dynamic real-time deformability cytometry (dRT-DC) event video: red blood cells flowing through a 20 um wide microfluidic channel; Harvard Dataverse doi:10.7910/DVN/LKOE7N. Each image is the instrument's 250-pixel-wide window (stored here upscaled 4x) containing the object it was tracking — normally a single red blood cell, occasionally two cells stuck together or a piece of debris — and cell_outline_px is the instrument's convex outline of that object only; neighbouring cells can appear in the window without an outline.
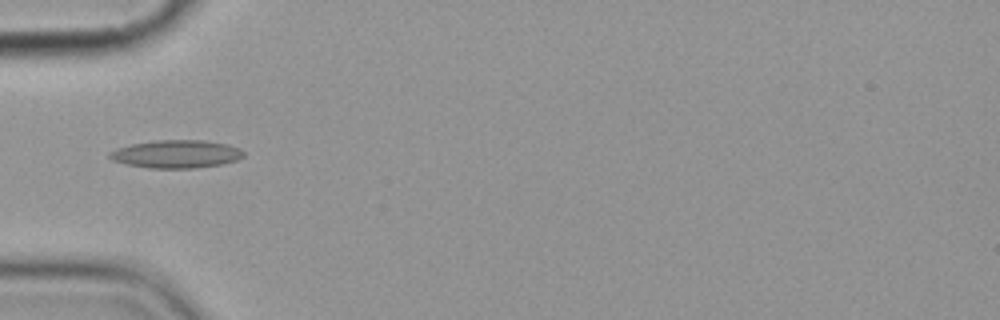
{"species": "common noctule bat (a hibernating species)", "species_latin": "Nyctalus noctula", "temperature_condition": "cold", "stored_images_in_passage": 11, "camera_frame_rate_fps": 3000, "um_per_image_px": 0.085, "animal": {"sex": "female", "body_mass_g": 19.9}, "frame": {"image": 1, "passage_image": 1, "time_ms": 0.0, "image_size_px": [1000, 320], "cell_outline_px": [[244, 156], [236, 160], [220, 164], [192, 168], [148, 168], [124, 164], [112, 160], [108, 156], [108, 152], [116, 148], [132, 144], [152, 140], [204, 140], [228, 144], [240, 148], [244, 152]], "centroid_in_image_um": [14.95, 13.08], "position_along_channel_um": 70.1, "area_um2": 21.96}}
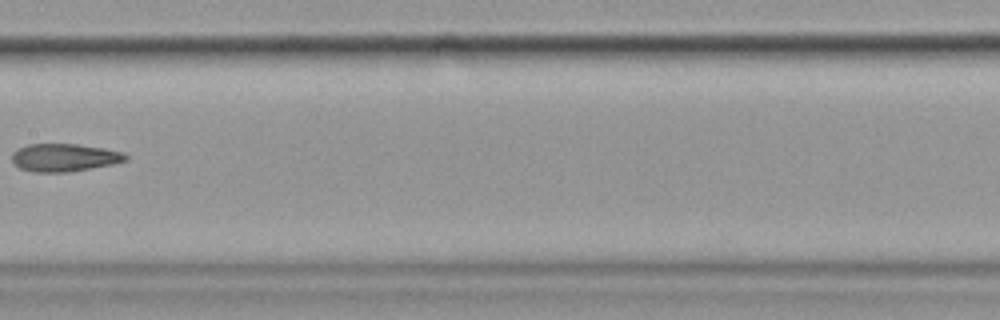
{"frame": {"image": 2, "passage_image": 4, "time_ms": 3.667, "image_size_px": [1000, 320], "cell_outline_px": [[128, 160], [112, 164], [92, 168], [68, 172], [32, 172], [20, 168], [12, 164], [12, 152], [28, 144], [76, 144], [104, 148], [124, 152], [128, 156]], "centroid_in_image_um": [5.46, 13.39], "position_along_channel_um": 201.9, "area_um2": 18.55}}
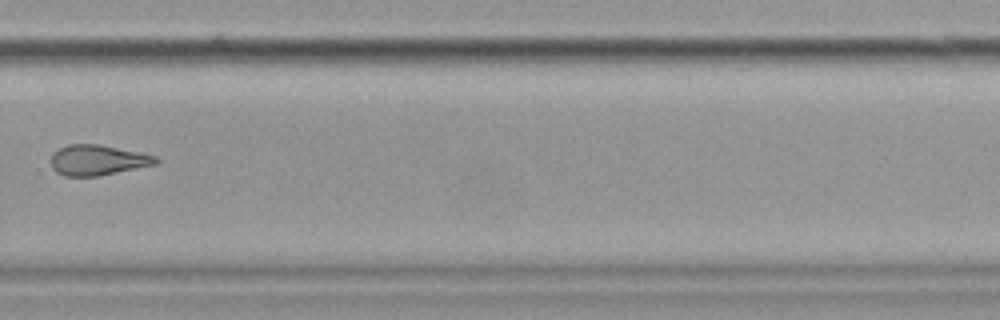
{"frame": {"image": 3, "passage_image": 7, "time_ms": 7.0, "image_size_px": [1000, 320], "cell_outline_px": [[160, 160], [156, 164], [96, 176], [64, 176], [56, 172], [52, 168], [52, 152], [68, 144], [100, 144], [156, 156]], "centroid_in_image_um": [8.27, 13.6], "position_along_channel_um": 321.5, "area_um2": 18.38}, "authors_computed_cell_mechanics": {"area_um2": 18.6116, "velocity_mm_per_s": 3.6013, "shape_relaxation_time_tau1_ms": 9.1122, "shape_relaxation_time_tau2_ms": 2.848, "deformation_change_tau1": 0.2097, "deformation_change_tau2": 0.1128}}